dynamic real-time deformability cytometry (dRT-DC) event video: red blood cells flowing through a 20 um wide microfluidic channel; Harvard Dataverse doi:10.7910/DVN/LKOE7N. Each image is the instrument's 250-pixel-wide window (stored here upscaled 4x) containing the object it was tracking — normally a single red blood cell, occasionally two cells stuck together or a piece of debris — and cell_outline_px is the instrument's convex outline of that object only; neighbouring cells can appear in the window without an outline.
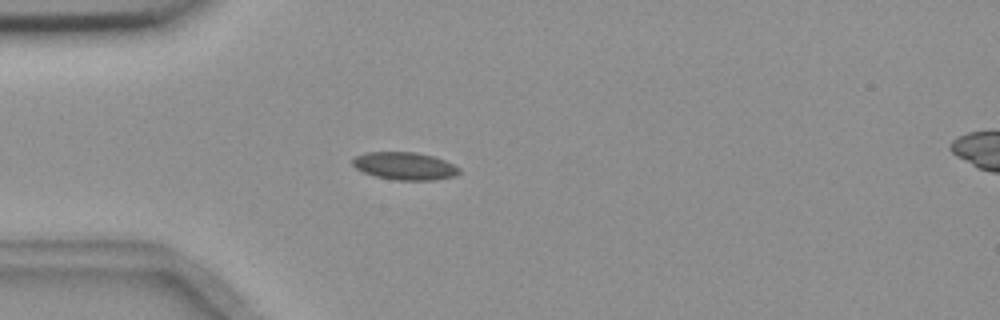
{"species": "common noctule bat (a hibernating species)", "species_latin": "Nyctalus noctula", "temperature_condition": "room temperature", "stored_images_in_passage": 3, "camera_frame_rate_fps": 3000, "um_per_image_px": 0.085, "animal": {"sex": "female", "body_mass_g": 18.4}, "frame": {"image": 1, "passage_image": 2, "time_ms": 1.333, "image_size_px": [1000, 320], "cell_outline_px": [[460, 172], [456, 176], [436, 180], [396, 180], [376, 176], [364, 172], [356, 168], [352, 164], [352, 160], [356, 156], [368, 152], [416, 152], [432, 156], [444, 160], [460, 168]], "centroid_in_image_um": [34.42, 14.11], "position_along_channel_um": 50.6, "area_um2": 17.11}}